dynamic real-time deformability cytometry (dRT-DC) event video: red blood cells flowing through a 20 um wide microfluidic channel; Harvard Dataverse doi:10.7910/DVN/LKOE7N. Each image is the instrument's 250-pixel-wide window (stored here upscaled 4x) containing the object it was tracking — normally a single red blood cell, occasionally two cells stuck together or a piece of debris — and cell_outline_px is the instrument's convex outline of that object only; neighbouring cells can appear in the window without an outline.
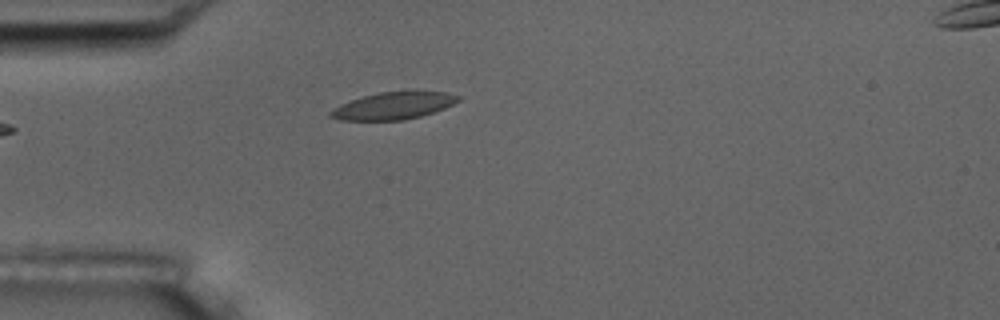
{"species": "common noctule bat (a hibernating species)", "species_latin": "Nyctalus noctula", "temperature_condition": "room temperature", "stored_images_in_passage": 4, "camera_frame_rate_fps": 3000, "um_per_image_px": 0.085, "animal": {"sex": "male", "body_mass_g": 17.5, "forearm_length_mm": 52.3}, "frame": {"image": 1, "passage_image": 3, "time_ms": 2.333, "image_size_px": [1000, 320], "cell_outline_px": [[460, 100], [444, 108], [420, 116], [404, 120], [340, 120], [328, 116], [328, 112], [332, 108], [340, 104], [364, 96], [380, 92], [448, 92], [460, 96]], "centroid_in_image_um": [33.4, 9.0], "position_along_channel_um": 51.6, "area_um2": 19.94}}